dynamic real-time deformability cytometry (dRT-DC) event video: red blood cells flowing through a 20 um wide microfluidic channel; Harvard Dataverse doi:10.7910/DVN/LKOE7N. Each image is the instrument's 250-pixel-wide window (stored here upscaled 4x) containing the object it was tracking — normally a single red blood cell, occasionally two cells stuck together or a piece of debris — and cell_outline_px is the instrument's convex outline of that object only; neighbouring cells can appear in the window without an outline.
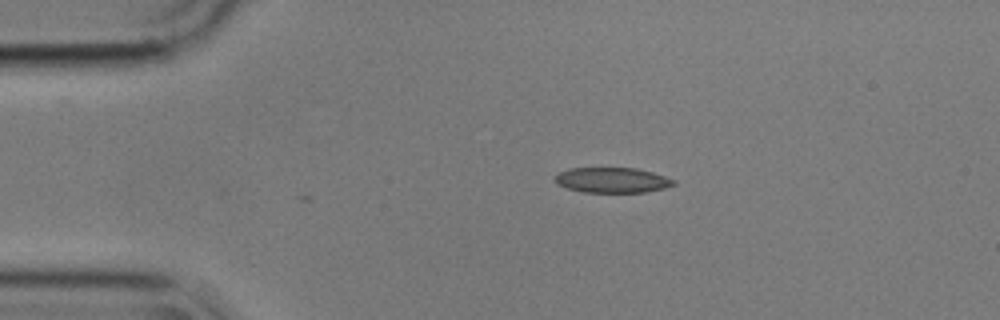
{"species": "common noctule bat (a hibernating species)", "species_latin": "Nyctalus noctula", "temperature_condition": "cold", "stored_images_in_passage": 35, "camera_frame_rate_fps": 3000, "um_per_image_px": 0.085, "animal": {"sex": "male", "body_mass_g": 17.9}, "frame": {"image": 1, "passage_image": 1, "time_ms": 0.0, "image_size_px": [1000, 320], "cell_outline_px": [[676, 184], [664, 188], [644, 192], [584, 192], [568, 188], [556, 184], [556, 176], [560, 172], [568, 168], [636, 168], [652, 172], [676, 180]], "centroid_in_image_um": [52.05, 15.31], "position_along_channel_um": 32.9, "area_um2": 17.34}}
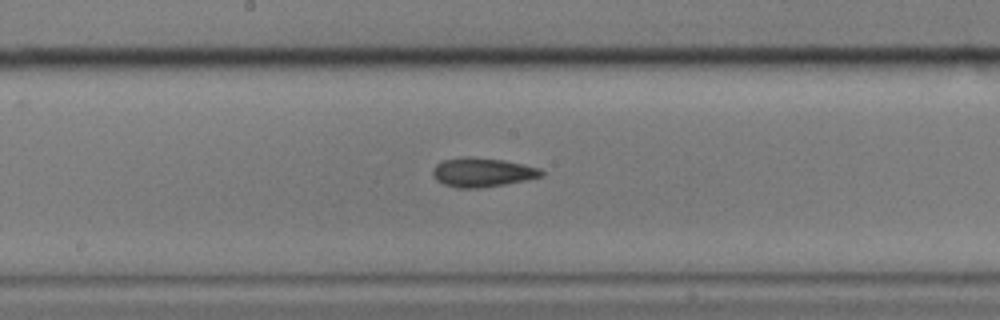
{"frame": {"image": 2, "passage_image": 19, "time_ms": 6.0, "image_size_px": [1000, 320], "cell_outline_px": [[544, 176], [528, 180], [480, 188], [456, 188], [444, 184], [436, 180], [432, 172], [432, 168], [436, 164], [444, 160], [464, 156], [468, 156], [504, 160], [524, 164], [540, 168], [544, 172]], "centroid_in_image_um": [41.01, 14.64], "position_along_channel_um": 207.2, "area_um2": 18.61}}
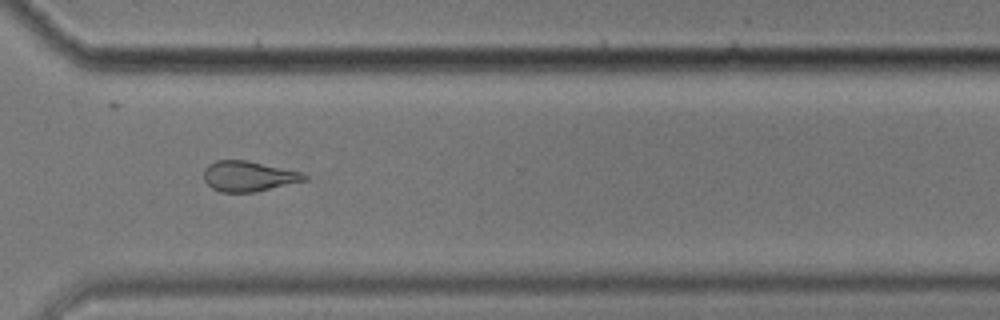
{"frame": {"image": 3, "passage_image": 31, "time_ms": 10.0, "image_size_px": [1000, 320], "cell_outline_px": [[308, 180], [256, 192], [220, 192], [212, 188], [204, 180], [204, 168], [208, 164], [216, 160], [248, 160], [300, 172], [308, 176]], "centroid_in_image_um": [21.11, 14.98], "position_along_channel_um": 349.5, "area_um2": 17.86}, "authors_computed_cell_mechanics": {"area_um2": 17.8602, "velocity_mm_per_s": 3.5707, "shape_relaxation_time_tau1_ms": null, "shape_relaxation_time_tau2_ms": 6.5439, "deformation_change_tau1": null, "deformation_change_tau2": 0.1429}}